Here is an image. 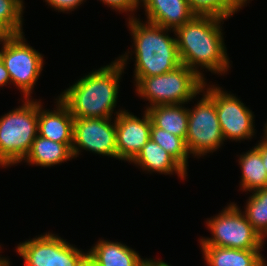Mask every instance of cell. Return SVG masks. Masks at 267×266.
Instances as JSON below:
<instances>
[{
  "label": "cell",
  "instance_id": "cell-14",
  "mask_svg": "<svg viewBox=\"0 0 267 266\" xmlns=\"http://www.w3.org/2000/svg\"><path fill=\"white\" fill-rule=\"evenodd\" d=\"M146 21L176 31L196 14L188 0H141Z\"/></svg>",
  "mask_w": 267,
  "mask_h": 266
},
{
  "label": "cell",
  "instance_id": "cell-31",
  "mask_svg": "<svg viewBox=\"0 0 267 266\" xmlns=\"http://www.w3.org/2000/svg\"><path fill=\"white\" fill-rule=\"evenodd\" d=\"M78 266H97L95 261L87 255L80 263Z\"/></svg>",
  "mask_w": 267,
  "mask_h": 266
},
{
  "label": "cell",
  "instance_id": "cell-25",
  "mask_svg": "<svg viewBox=\"0 0 267 266\" xmlns=\"http://www.w3.org/2000/svg\"><path fill=\"white\" fill-rule=\"evenodd\" d=\"M100 2H103L102 4L107 5V7L115 10L119 14L124 12L126 14L129 13L126 15L128 16L126 19L136 17L137 15L135 14L137 10H140L139 6H141V0H100Z\"/></svg>",
  "mask_w": 267,
  "mask_h": 266
},
{
  "label": "cell",
  "instance_id": "cell-7",
  "mask_svg": "<svg viewBox=\"0 0 267 266\" xmlns=\"http://www.w3.org/2000/svg\"><path fill=\"white\" fill-rule=\"evenodd\" d=\"M0 57L9 73L11 85L21 91L23 99L33 98L34 85L45 64L44 55L27 43L24 33H20L12 34L0 46Z\"/></svg>",
  "mask_w": 267,
  "mask_h": 266
},
{
  "label": "cell",
  "instance_id": "cell-20",
  "mask_svg": "<svg viewBox=\"0 0 267 266\" xmlns=\"http://www.w3.org/2000/svg\"><path fill=\"white\" fill-rule=\"evenodd\" d=\"M237 156L242 173L239 190L247 192V195L254 190L267 188V171L262 162L260 151L254 146Z\"/></svg>",
  "mask_w": 267,
  "mask_h": 266
},
{
  "label": "cell",
  "instance_id": "cell-2",
  "mask_svg": "<svg viewBox=\"0 0 267 266\" xmlns=\"http://www.w3.org/2000/svg\"><path fill=\"white\" fill-rule=\"evenodd\" d=\"M124 73L122 64L115 58L106 66L93 69L76 80L58 98L68 107L73 118H114L125 110H115Z\"/></svg>",
  "mask_w": 267,
  "mask_h": 266
},
{
  "label": "cell",
  "instance_id": "cell-34",
  "mask_svg": "<svg viewBox=\"0 0 267 266\" xmlns=\"http://www.w3.org/2000/svg\"><path fill=\"white\" fill-rule=\"evenodd\" d=\"M267 261H265L261 266H267Z\"/></svg>",
  "mask_w": 267,
  "mask_h": 266
},
{
  "label": "cell",
  "instance_id": "cell-13",
  "mask_svg": "<svg viewBox=\"0 0 267 266\" xmlns=\"http://www.w3.org/2000/svg\"><path fill=\"white\" fill-rule=\"evenodd\" d=\"M55 101V108L51 110L44 109L42 101L38 100V135L55 142L72 144L74 118L58 96Z\"/></svg>",
  "mask_w": 267,
  "mask_h": 266
},
{
  "label": "cell",
  "instance_id": "cell-10",
  "mask_svg": "<svg viewBox=\"0 0 267 266\" xmlns=\"http://www.w3.org/2000/svg\"><path fill=\"white\" fill-rule=\"evenodd\" d=\"M58 234L46 232L17 244L24 266H78L88 255Z\"/></svg>",
  "mask_w": 267,
  "mask_h": 266
},
{
  "label": "cell",
  "instance_id": "cell-6",
  "mask_svg": "<svg viewBox=\"0 0 267 266\" xmlns=\"http://www.w3.org/2000/svg\"><path fill=\"white\" fill-rule=\"evenodd\" d=\"M205 222L211 237H200V245L264 250L266 241L254 230L235 202L230 201L218 214L207 218Z\"/></svg>",
  "mask_w": 267,
  "mask_h": 266
},
{
  "label": "cell",
  "instance_id": "cell-1",
  "mask_svg": "<svg viewBox=\"0 0 267 266\" xmlns=\"http://www.w3.org/2000/svg\"><path fill=\"white\" fill-rule=\"evenodd\" d=\"M224 20L227 19L195 15L175 31L181 64L194 70L205 81L204 70L225 76L232 67L224 42Z\"/></svg>",
  "mask_w": 267,
  "mask_h": 266
},
{
  "label": "cell",
  "instance_id": "cell-15",
  "mask_svg": "<svg viewBox=\"0 0 267 266\" xmlns=\"http://www.w3.org/2000/svg\"><path fill=\"white\" fill-rule=\"evenodd\" d=\"M96 243V244H95ZM88 250L97 266H148L151 258L140 254L124 243L99 238Z\"/></svg>",
  "mask_w": 267,
  "mask_h": 266
},
{
  "label": "cell",
  "instance_id": "cell-3",
  "mask_svg": "<svg viewBox=\"0 0 267 266\" xmlns=\"http://www.w3.org/2000/svg\"><path fill=\"white\" fill-rule=\"evenodd\" d=\"M131 49L116 59L124 69L134 62L133 77H150L171 72L181 65L175 31L166 29L138 17L127 19ZM173 32V36L170 33ZM133 52V53H132ZM130 54V55H129ZM134 55L135 59L132 58ZM130 56V57H129ZM129 61V62H128Z\"/></svg>",
  "mask_w": 267,
  "mask_h": 266
},
{
  "label": "cell",
  "instance_id": "cell-16",
  "mask_svg": "<svg viewBox=\"0 0 267 266\" xmlns=\"http://www.w3.org/2000/svg\"><path fill=\"white\" fill-rule=\"evenodd\" d=\"M130 164L141 168L142 172L147 174L157 173L169 176L176 174L181 180L187 179L188 176V173L170 154L152 139L148 140Z\"/></svg>",
  "mask_w": 267,
  "mask_h": 266
},
{
  "label": "cell",
  "instance_id": "cell-29",
  "mask_svg": "<svg viewBox=\"0 0 267 266\" xmlns=\"http://www.w3.org/2000/svg\"><path fill=\"white\" fill-rule=\"evenodd\" d=\"M12 34L4 27L0 24V45L1 47L5 44V42L8 40V38L11 36Z\"/></svg>",
  "mask_w": 267,
  "mask_h": 266
},
{
  "label": "cell",
  "instance_id": "cell-26",
  "mask_svg": "<svg viewBox=\"0 0 267 266\" xmlns=\"http://www.w3.org/2000/svg\"><path fill=\"white\" fill-rule=\"evenodd\" d=\"M46 5L53 8L56 12L70 13L76 10L81 4H84L86 0H43Z\"/></svg>",
  "mask_w": 267,
  "mask_h": 266
},
{
  "label": "cell",
  "instance_id": "cell-33",
  "mask_svg": "<svg viewBox=\"0 0 267 266\" xmlns=\"http://www.w3.org/2000/svg\"><path fill=\"white\" fill-rule=\"evenodd\" d=\"M264 128H263V136L260 138V139H263V140H265L266 142H267V121H266V123L264 124V126H263Z\"/></svg>",
  "mask_w": 267,
  "mask_h": 266
},
{
  "label": "cell",
  "instance_id": "cell-8",
  "mask_svg": "<svg viewBox=\"0 0 267 266\" xmlns=\"http://www.w3.org/2000/svg\"><path fill=\"white\" fill-rule=\"evenodd\" d=\"M202 93V94H201ZM199 95H202L199 98ZM197 103L188 107V129L186 146L194 158L213 154L224 145L223 133L219 124L215 102L202 90ZM200 99V100H199Z\"/></svg>",
  "mask_w": 267,
  "mask_h": 266
},
{
  "label": "cell",
  "instance_id": "cell-23",
  "mask_svg": "<svg viewBox=\"0 0 267 266\" xmlns=\"http://www.w3.org/2000/svg\"><path fill=\"white\" fill-rule=\"evenodd\" d=\"M150 139L165 149L170 156L187 172L190 153L183 138L151 125Z\"/></svg>",
  "mask_w": 267,
  "mask_h": 266
},
{
  "label": "cell",
  "instance_id": "cell-19",
  "mask_svg": "<svg viewBox=\"0 0 267 266\" xmlns=\"http://www.w3.org/2000/svg\"><path fill=\"white\" fill-rule=\"evenodd\" d=\"M186 106V104L156 105L146 111L156 127L185 140L188 129V106Z\"/></svg>",
  "mask_w": 267,
  "mask_h": 266
},
{
  "label": "cell",
  "instance_id": "cell-32",
  "mask_svg": "<svg viewBox=\"0 0 267 266\" xmlns=\"http://www.w3.org/2000/svg\"><path fill=\"white\" fill-rule=\"evenodd\" d=\"M1 246H2V245H0V253H2L1 250H3V249L1 248ZM11 263H12V262L10 261V259H9L8 257H6V256H3V257H2V254L0 255V266H11V265H12Z\"/></svg>",
  "mask_w": 267,
  "mask_h": 266
},
{
  "label": "cell",
  "instance_id": "cell-21",
  "mask_svg": "<svg viewBox=\"0 0 267 266\" xmlns=\"http://www.w3.org/2000/svg\"><path fill=\"white\" fill-rule=\"evenodd\" d=\"M247 198L244 210L248 222L253 226L254 230L260 237L266 241L267 239V188H262L250 192Z\"/></svg>",
  "mask_w": 267,
  "mask_h": 266
},
{
  "label": "cell",
  "instance_id": "cell-27",
  "mask_svg": "<svg viewBox=\"0 0 267 266\" xmlns=\"http://www.w3.org/2000/svg\"><path fill=\"white\" fill-rule=\"evenodd\" d=\"M11 85V79L5 65L0 57V88L6 85Z\"/></svg>",
  "mask_w": 267,
  "mask_h": 266
},
{
  "label": "cell",
  "instance_id": "cell-22",
  "mask_svg": "<svg viewBox=\"0 0 267 266\" xmlns=\"http://www.w3.org/2000/svg\"><path fill=\"white\" fill-rule=\"evenodd\" d=\"M196 15H210L229 19L243 9L249 0H188Z\"/></svg>",
  "mask_w": 267,
  "mask_h": 266
},
{
  "label": "cell",
  "instance_id": "cell-9",
  "mask_svg": "<svg viewBox=\"0 0 267 266\" xmlns=\"http://www.w3.org/2000/svg\"><path fill=\"white\" fill-rule=\"evenodd\" d=\"M205 81L203 91L215 102L216 112L225 142L250 140L256 135L255 115L231 91Z\"/></svg>",
  "mask_w": 267,
  "mask_h": 266
},
{
  "label": "cell",
  "instance_id": "cell-4",
  "mask_svg": "<svg viewBox=\"0 0 267 266\" xmlns=\"http://www.w3.org/2000/svg\"><path fill=\"white\" fill-rule=\"evenodd\" d=\"M133 78L136 95L148 101L145 110L156 105L194 103L205 83L194 70L182 64L168 73Z\"/></svg>",
  "mask_w": 267,
  "mask_h": 266
},
{
  "label": "cell",
  "instance_id": "cell-28",
  "mask_svg": "<svg viewBox=\"0 0 267 266\" xmlns=\"http://www.w3.org/2000/svg\"><path fill=\"white\" fill-rule=\"evenodd\" d=\"M254 146L260 151L262 162L267 171V142L262 139L259 140L258 143H256Z\"/></svg>",
  "mask_w": 267,
  "mask_h": 266
},
{
  "label": "cell",
  "instance_id": "cell-24",
  "mask_svg": "<svg viewBox=\"0 0 267 266\" xmlns=\"http://www.w3.org/2000/svg\"><path fill=\"white\" fill-rule=\"evenodd\" d=\"M24 0H0V24L11 34L24 33Z\"/></svg>",
  "mask_w": 267,
  "mask_h": 266
},
{
  "label": "cell",
  "instance_id": "cell-17",
  "mask_svg": "<svg viewBox=\"0 0 267 266\" xmlns=\"http://www.w3.org/2000/svg\"><path fill=\"white\" fill-rule=\"evenodd\" d=\"M207 266H261L266 261L263 250H246L200 245Z\"/></svg>",
  "mask_w": 267,
  "mask_h": 266
},
{
  "label": "cell",
  "instance_id": "cell-5",
  "mask_svg": "<svg viewBox=\"0 0 267 266\" xmlns=\"http://www.w3.org/2000/svg\"><path fill=\"white\" fill-rule=\"evenodd\" d=\"M21 101V106L0 116V167L3 169L21 164L38 135V99Z\"/></svg>",
  "mask_w": 267,
  "mask_h": 266
},
{
  "label": "cell",
  "instance_id": "cell-11",
  "mask_svg": "<svg viewBox=\"0 0 267 266\" xmlns=\"http://www.w3.org/2000/svg\"><path fill=\"white\" fill-rule=\"evenodd\" d=\"M82 150L117 160L115 118H74V159L82 155Z\"/></svg>",
  "mask_w": 267,
  "mask_h": 266
},
{
  "label": "cell",
  "instance_id": "cell-12",
  "mask_svg": "<svg viewBox=\"0 0 267 266\" xmlns=\"http://www.w3.org/2000/svg\"><path fill=\"white\" fill-rule=\"evenodd\" d=\"M128 111L115 117V128L117 160L130 163L150 139L152 120L146 110L141 118Z\"/></svg>",
  "mask_w": 267,
  "mask_h": 266
},
{
  "label": "cell",
  "instance_id": "cell-18",
  "mask_svg": "<svg viewBox=\"0 0 267 266\" xmlns=\"http://www.w3.org/2000/svg\"><path fill=\"white\" fill-rule=\"evenodd\" d=\"M74 159L72 144H64L43 138L37 135L25 158L21 161L27 165L50 168L61 165L64 162Z\"/></svg>",
  "mask_w": 267,
  "mask_h": 266
},
{
  "label": "cell",
  "instance_id": "cell-30",
  "mask_svg": "<svg viewBox=\"0 0 267 266\" xmlns=\"http://www.w3.org/2000/svg\"><path fill=\"white\" fill-rule=\"evenodd\" d=\"M148 266H172L169 263H166L165 261H163L162 259H153L151 258L150 262L148 263Z\"/></svg>",
  "mask_w": 267,
  "mask_h": 266
}]
</instances>
